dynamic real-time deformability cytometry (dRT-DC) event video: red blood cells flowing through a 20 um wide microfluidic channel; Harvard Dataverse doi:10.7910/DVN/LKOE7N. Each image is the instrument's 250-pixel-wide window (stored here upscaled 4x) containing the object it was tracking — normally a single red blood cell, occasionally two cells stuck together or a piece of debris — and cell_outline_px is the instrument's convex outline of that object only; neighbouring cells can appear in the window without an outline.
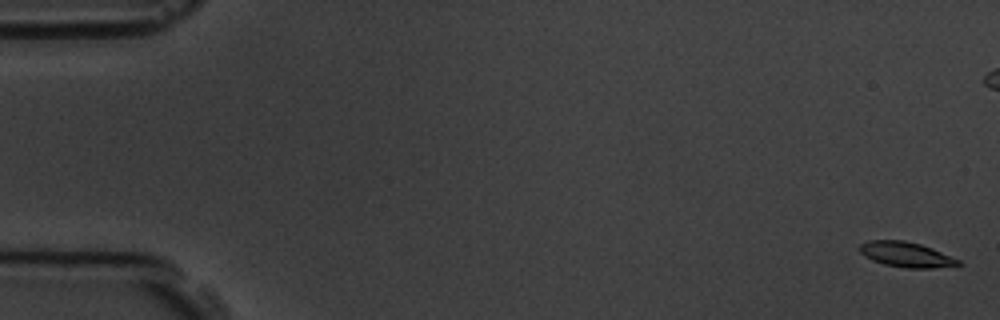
{"species": "common noctule bat (a hibernating species)", "species_latin": "Nyctalus noctula", "temperature_condition": "room temperature", "stored_images_in_passage": 4, "camera_frame_rate_fps": 3000, "um_per_image_px": 0.085, "animal": {"sex": "male", "body_mass_g": 19.5, "forearm_length_mm": 54.6}, "frame": {"image": 1, "passage_image": 1, "time_ms": 0.0, "image_size_px": [1000, 320], "cell_outline_px": [[964, 264], [932, 268], [908, 268], [884, 264], [872, 260], [864, 256], [856, 248], [860, 244], [868, 240], [904, 240], [920, 244], [932, 248], [960, 260]], "centroid_in_image_um": [76.99, 21.62], "position_along_channel_um": 8.0, "area_um2": 14.51}}